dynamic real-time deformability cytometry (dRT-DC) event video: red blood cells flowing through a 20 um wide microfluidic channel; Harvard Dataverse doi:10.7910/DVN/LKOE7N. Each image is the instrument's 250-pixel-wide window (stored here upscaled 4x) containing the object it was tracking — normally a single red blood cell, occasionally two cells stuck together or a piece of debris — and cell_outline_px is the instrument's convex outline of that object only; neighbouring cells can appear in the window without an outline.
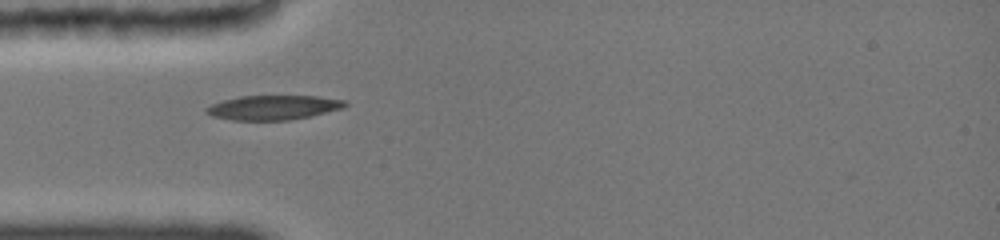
{"species": "common noctule bat (a hibernating species)", "species_latin": "Nyctalus noctula", "temperature_condition": "cold", "stored_images_in_passage": 24, "camera_frame_rate_fps": 3000, "um_per_image_px": 0.085, "animal": {"sex": "female", "body_mass_g": 19.0, "forearm_length_mm": 51.5}, "frame": {"image": 1, "passage_image": 1, "time_ms": 0.0, "image_size_px": [1000, 240], "cell_outline_px": [[348, 104], [340, 108], [308, 116], [288, 120], [232, 120], [212, 116], [204, 112], [204, 108], [220, 100], [240, 96], [320, 96], [348, 100]], "centroid_in_image_um": [23.17, 9.12], "position_along_channel_um": 61.8, "area_um2": 19.77}}
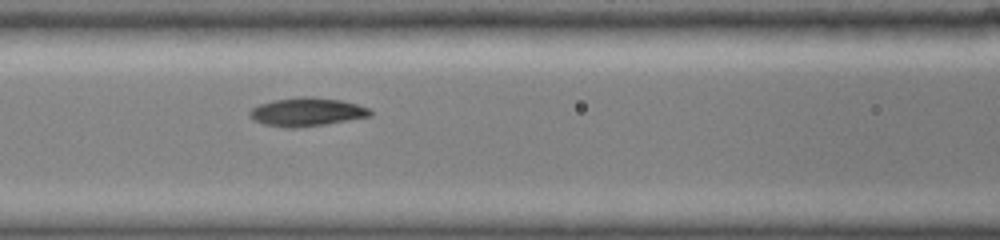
{"frame": {"image": 2, "passage_image": 13, "time_ms": 2.0, "image_size_px": [1000, 240], "cell_outline_px": [[372, 112], [368, 116], [324, 124], [268, 124], [256, 120], [252, 116], [252, 108], [260, 104], [272, 100], [296, 96], [312, 96], [340, 100], [356, 104], [368, 108]], "centroid_in_image_um": [26.14, 9.43], "position_along_channel_um": 140.5, "area_um2": 18.55}}
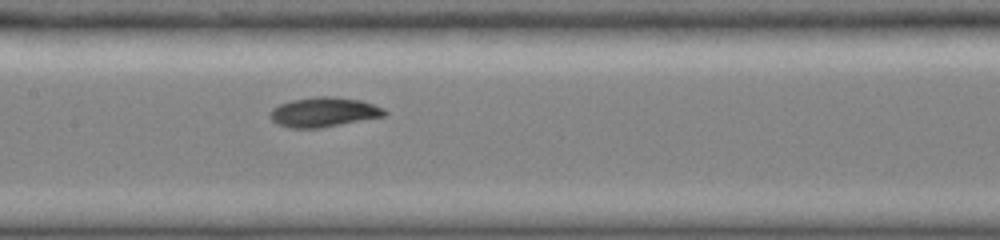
{"frame": {"image": 3, "passage_image": 20, "time_ms": 3.0, "image_size_px": [1000, 240], "cell_outline_px": [[384, 116], [320, 128], [296, 128], [280, 124], [272, 120], [272, 108], [280, 104], [292, 100], [316, 96], [332, 96], [360, 100], [384, 108]], "centroid_in_image_um": [27.53, 9.52], "position_along_channel_um": 179.9, "area_um2": 19.31}}